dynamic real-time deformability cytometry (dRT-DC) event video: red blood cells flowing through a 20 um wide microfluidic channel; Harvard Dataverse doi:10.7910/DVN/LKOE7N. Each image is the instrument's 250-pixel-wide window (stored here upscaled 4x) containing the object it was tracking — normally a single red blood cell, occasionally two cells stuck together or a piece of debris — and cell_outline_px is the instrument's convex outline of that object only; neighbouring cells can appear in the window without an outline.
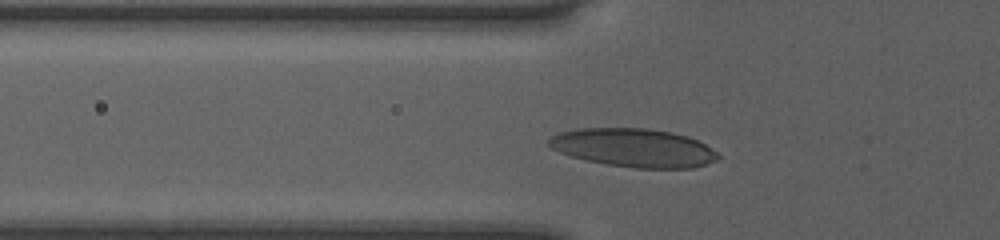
{"species": "human", "species_latin": "Homo sapiens", "temperature_condition": "room temperature", "stored_images_in_passage": 36, "camera_frame_rate_fps": 3000, "um_per_image_px": 0.085, "donor": {"sex": "female"}, "frame": {"image": 1, "passage_image": 9, "time_ms": 2.667, "image_size_px": [1000, 240], "cell_outline_px": [[720, 156], [716, 160], [692, 168], [636, 168], [608, 164], [584, 160], [560, 152], [544, 144], [552, 136], [560, 132], [580, 128], [644, 128], [672, 132], [688, 136], [704, 144], [716, 152]], "centroid_in_image_um": [53.83, 12.55], "position_along_channel_um": 72.0, "area_um2": 37.74}}
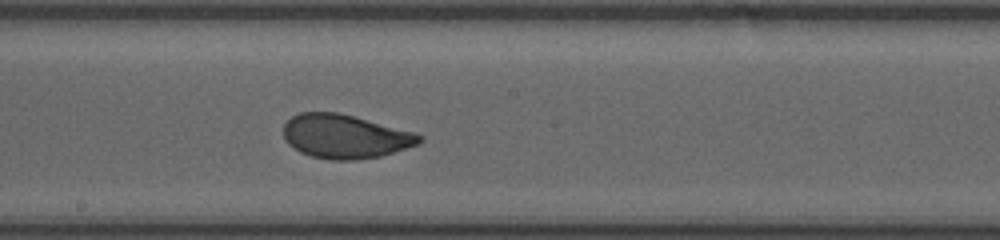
{"frame": {"image": 2, "passage_image": 20, "time_ms": 6.333, "image_size_px": [1000, 240], "cell_outline_px": [[424, 140], [420, 144], [380, 156], [356, 160], [332, 160], [312, 156], [300, 152], [292, 148], [284, 140], [284, 124], [292, 116], [300, 112], [336, 112], [352, 116], [412, 132], [424, 136]], "centroid_in_image_um": [29.31, 11.61], "position_along_channel_um": 218.9, "area_um2": 34.56}}
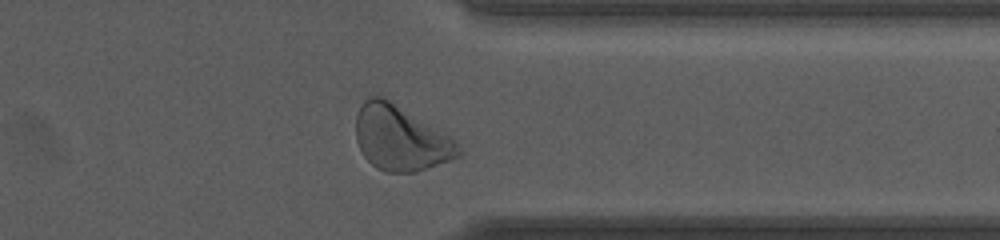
{"frame": {"image": 3, "passage_image": 32, "time_ms": 10.333, "image_size_px": [1000, 240], "cell_outline_px": [[464, 152], [460, 156], [416, 172], [388, 172], [376, 168], [364, 156], [356, 140], [356, 116], [364, 100], [372, 96], [384, 96], [452, 136], [456, 140]], "centroid_in_image_um": [34.08, 11.73], "position_along_channel_um": 377.3, "area_um2": 39.07}, "authors_computed_cell_mechanics": {"area_um2": 35.0268, "velocity_mm_per_s": 4.0169, "shape_relaxation_time_tau1_ms": 2.7893, "shape_relaxation_time_tau2_ms": null, "deformation_change_tau1": 0.1381, "deformation_change_tau2": null}}